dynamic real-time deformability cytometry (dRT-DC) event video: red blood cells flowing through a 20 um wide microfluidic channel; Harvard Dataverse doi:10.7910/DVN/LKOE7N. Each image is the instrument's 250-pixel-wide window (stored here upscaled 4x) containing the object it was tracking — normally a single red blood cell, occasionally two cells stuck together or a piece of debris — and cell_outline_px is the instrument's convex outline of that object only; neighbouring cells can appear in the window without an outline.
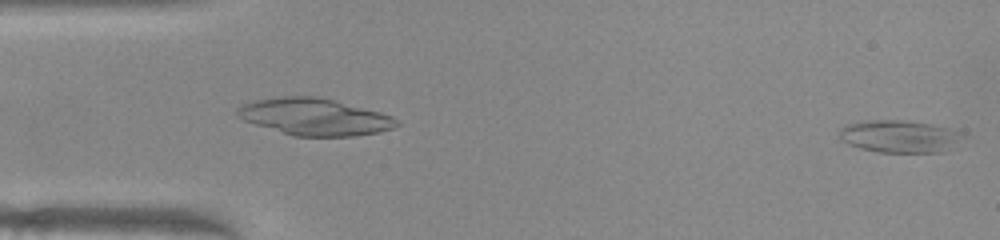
{"species": "common noctule bat (a hibernating species)", "species_latin": "Nyctalus noctula", "temperature_condition": "warm", "stored_images_in_passage": 15, "camera_frame_rate_fps": 3000, "um_per_image_px": 0.085, "animal": {"sex": "female", "body_mass_g": 22.0, "forearm_length_mm": 56.7}, "frame": {"image": 1, "passage_image": 15, "time_ms": 4.667, "image_size_px": [1000, 240], "cell_outline_px": [[960, 132], [944, 152], [880, 152], [860, 148], [848, 144], [840, 140], [840, 128], [848, 124], [864, 120], [904, 120], [932, 124], [948, 128]], "centroid_in_image_um": [76.31, 11.58], "position_along_channel_um": 8.7, "area_um2": 22.66}}